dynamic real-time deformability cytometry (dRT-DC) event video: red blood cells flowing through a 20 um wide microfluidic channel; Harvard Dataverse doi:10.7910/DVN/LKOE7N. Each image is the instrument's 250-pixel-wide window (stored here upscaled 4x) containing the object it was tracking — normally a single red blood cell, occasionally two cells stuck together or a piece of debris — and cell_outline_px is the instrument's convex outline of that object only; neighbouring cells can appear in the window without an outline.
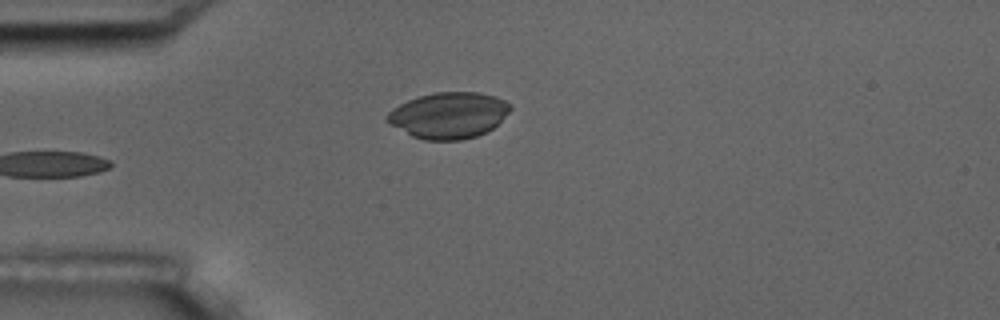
{"species": "common noctule bat (a hibernating species)", "species_latin": "Nyctalus noctula", "temperature_condition": "room temperature", "stored_images_in_passage": 6, "camera_frame_rate_fps": 3000, "um_per_image_px": 0.085, "animal": {"sex": "male", "body_mass_g": 17.5, "forearm_length_mm": 52.3}, "frame": {"image": 1, "passage_image": 6, "time_ms": 6.667, "image_size_px": [1000, 320], "cell_outline_px": [[512, 108], [492, 128], [476, 136], [460, 140], [424, 140], [412, 136], [384, 120], [384, 116], [392, 108], [408, 100], [420, 96], [436, 92], [480, 92], [496, 96], [512, 104]], "centroid_in_image_um": [38.12, 9.79], "position_along_channel_um": 46.9, "area_um2": 33.0}}